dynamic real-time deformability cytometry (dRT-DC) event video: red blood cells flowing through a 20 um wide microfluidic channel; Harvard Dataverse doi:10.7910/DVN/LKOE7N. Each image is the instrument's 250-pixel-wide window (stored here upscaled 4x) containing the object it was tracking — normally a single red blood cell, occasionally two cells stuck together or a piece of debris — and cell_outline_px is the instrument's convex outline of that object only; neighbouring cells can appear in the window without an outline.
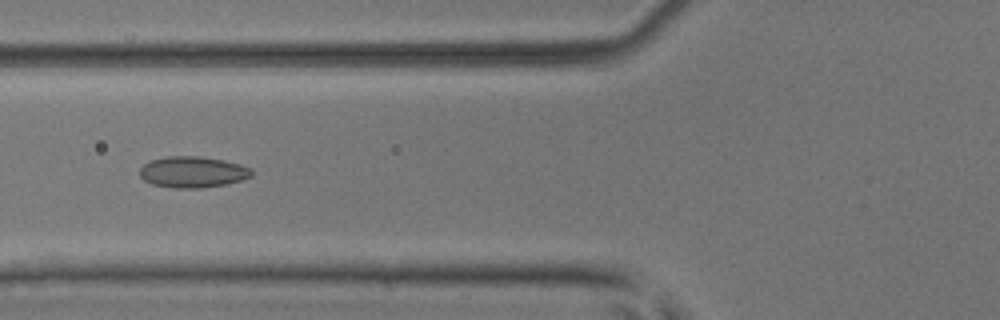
{"species": "common noctule bat (a hibernating species)", "species_latin": "Nyctalus noctula", "temperature_condition": "room temperature", "stored_images_in_passage": 49, "camera_frame_rate_fps": 3000, "um_per_image_px": 0.085, "animal": {"sex": "male", "body_mass_g": 17.9, "forearm_length_mm": 54.2}, "frame": {"image": 1, "passage_image": 20, "time_ms": 6.333, "image_size_px": [1000, 320], "cell_outline_px": [[252, 176], [228, 184], [200, 188], [176, 188], [152, 184], [144, 180], [140, 176], [140, 168], [148, 160], [168, 156], [200, 156], [224, 160], [240, 164], [252, 168]], "centroid_in_image_um": [16.38, 14.61], "position_along_channel_um": 109.4, "area_um2": 20.46}}
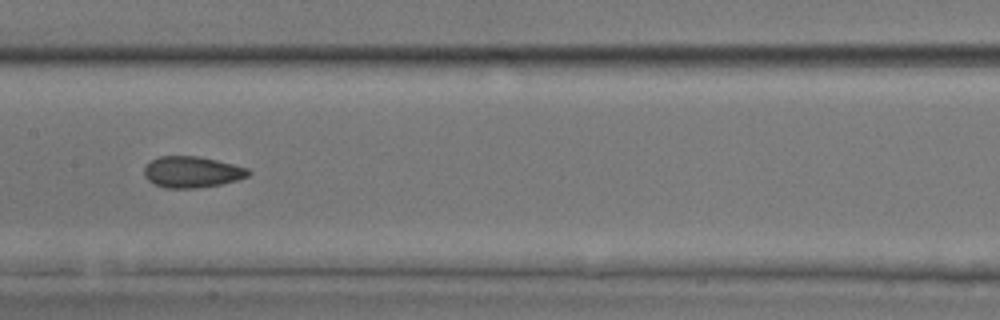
{"frame": {"image": 2, "passage_image": 26, "time_ms": 8.333, "image_size_px": [1000, 320], "cell_outline_px": [[252, 172], [248, 176], [236, 180], [220, 184], [196, 188], [164, 188], [148, 180], [144, 176], [144, 168], [152, 160], [160, 156], [200, 156], [248, 168]], "centroid_in_image_um": [16.32, 14.62], "position_along_channel_um": 191.1, "area_um2": 18.84}}
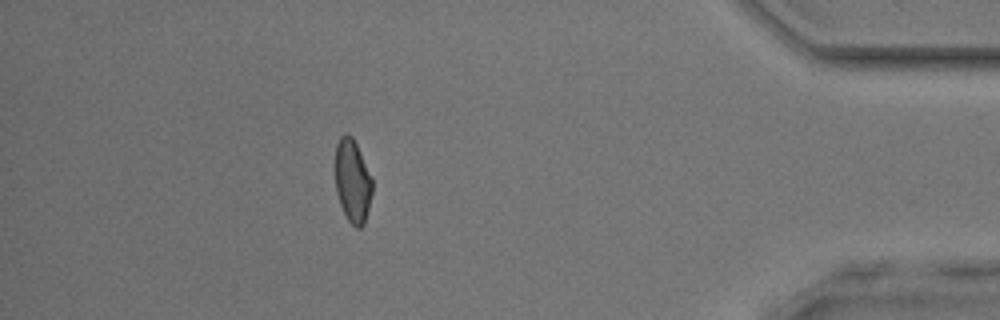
{"frame": {"image": 3, "passage_image": 45, "time_ms": 14.667, "image_size_px": [1000, 320], "cell_outline_px": [[372, 192], [364, 224], [360, 228], [356, 228], [348, 220], [340, 204], [336, 192], [336, 144], [340, 136], [344, 132], [348, 132], [352, 136], [356, 144], [372, 180]], "centroid_in_image_um": [29.95, 15.37], "position_along_channel_um": 405.2, "area_um2": 17.69}, "authors_computed_cell_mechanics": {"area_um2": 19.074, "velocity_mm_per_s": 4.0943, "shape_relaxation_time_tau1_ms": null, "shape_relaxation_time_tau2_ms": 1.6314, "deformation_change_tau1": null, "deformation_change_tau2": 0.0695}}